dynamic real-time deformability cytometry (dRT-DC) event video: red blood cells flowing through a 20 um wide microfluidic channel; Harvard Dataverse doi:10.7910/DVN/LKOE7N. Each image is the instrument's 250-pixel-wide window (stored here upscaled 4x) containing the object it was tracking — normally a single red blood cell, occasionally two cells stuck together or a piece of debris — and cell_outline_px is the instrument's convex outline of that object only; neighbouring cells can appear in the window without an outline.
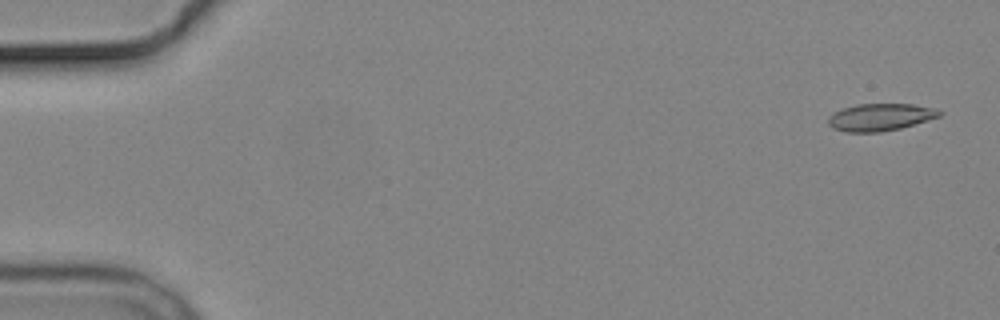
{"species": "common noctule bat (a hibernating species)", "species_latin": "Nyctalus noctula", "temperature_condition": "cold", "stored_images_in_passage": 6, "camera_frame_rate_fps": 3000, "um_per_image_px": 0.085, "animal": {"sex": "male", "body_mass_g": 19.2, "forearm_length_mm": 51.8}, "frame": {"image": 1, "passage_image": 1, "time_ms": 0.0, "image_size_px": [1000, 320], "cell_outline_px": [[944, 112], [940, 116], [900, 128], [880, 132], [844, 132], [832, 128], [828, 124], [828, 116], [832, 112], [856, 104], [912, 104], [936, 108]], "centroid_in_image_um": [74.79, 9.95], "position_along_channel_um": 10.2, "area_um2": 17.74}}
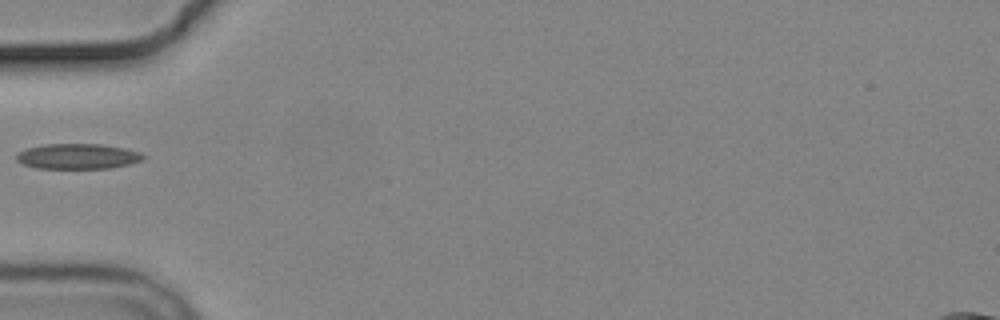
{"frame": {"image": 2, "passage_image": 5, "time_ms": 5.667, "image_size_px": [1000, 320], "cell_outline_px": [[144, 160], [112, 168], [36, 168], [24, 164], [16, 160], [16, 152], [28, 148], [44, 144], [100, 144], [124, 148], [140, 152], [144, 156]], "centroid_in_image_um": [6.59, 13.28], "position_along_channel_um": 78.4, "area_um2": 18.67}}
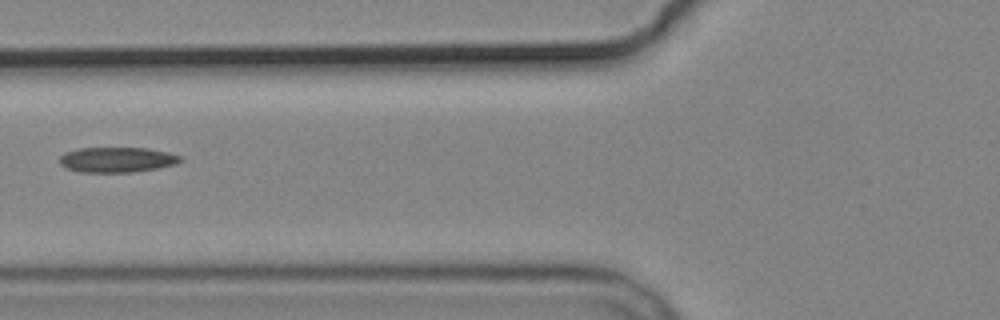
{"frame": {"image": 3, "passage_image": 6, "time_ms": 6.667, "image_size_px": [1000, 320], "cell_outline_px": [[184, 160], [176, 164], [156, 168], [132, 172], [80, 172], [68, 168], [60, 164], [60, 156], [64, 152], [80, 148], [148, 148], [168, 152], [180, 156]], "centroid_in_image_um": [9.95, 13.57], "position_along_channel_um": 115.8, "area_um2": 17.69}}